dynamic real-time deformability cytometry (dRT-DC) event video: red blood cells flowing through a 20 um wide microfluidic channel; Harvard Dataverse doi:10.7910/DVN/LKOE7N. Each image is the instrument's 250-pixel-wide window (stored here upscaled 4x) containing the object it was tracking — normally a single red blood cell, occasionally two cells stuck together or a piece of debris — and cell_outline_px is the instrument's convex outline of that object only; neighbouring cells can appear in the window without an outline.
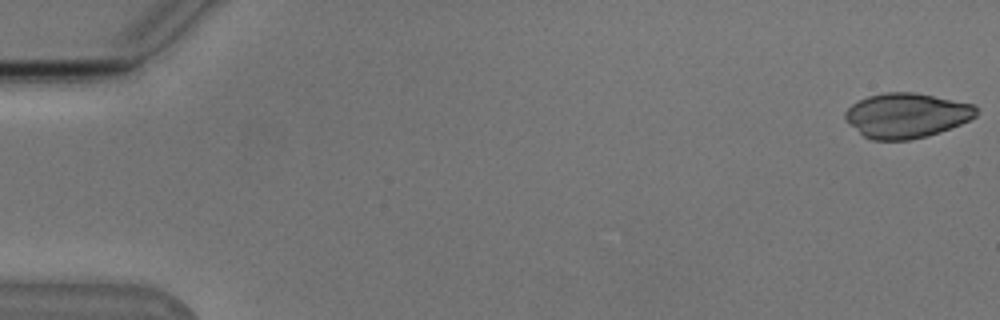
{"species": "Egyptian fruit bat (a non-hibernating species)", "species_latin": "Rousettus aegyptiacus", "temperature_condition": "cold", "stored_images_in_passage": 13, "camera_frame_rate_fps": 3000, "um_per_image_px": 0.085, "animal": {"sex": "male"}, "frame": {"image": 1, "passage_image": 1, "time_ms": 0.0, "image_size_px": [1000, 320], "cell_outline_px": [[976, 116], [960, 124], [940, 132], [928, 136], [908, 140], [872, 140], [864, 136], [844, 120], [844, 112], [852, 104], [868, 96], [884, 92], [916, 92], [976, 104]], "centroid_in_image_um": [77.05, 9.8], "position_along_channel_um": 8.0, "area_um2": 34.39}}